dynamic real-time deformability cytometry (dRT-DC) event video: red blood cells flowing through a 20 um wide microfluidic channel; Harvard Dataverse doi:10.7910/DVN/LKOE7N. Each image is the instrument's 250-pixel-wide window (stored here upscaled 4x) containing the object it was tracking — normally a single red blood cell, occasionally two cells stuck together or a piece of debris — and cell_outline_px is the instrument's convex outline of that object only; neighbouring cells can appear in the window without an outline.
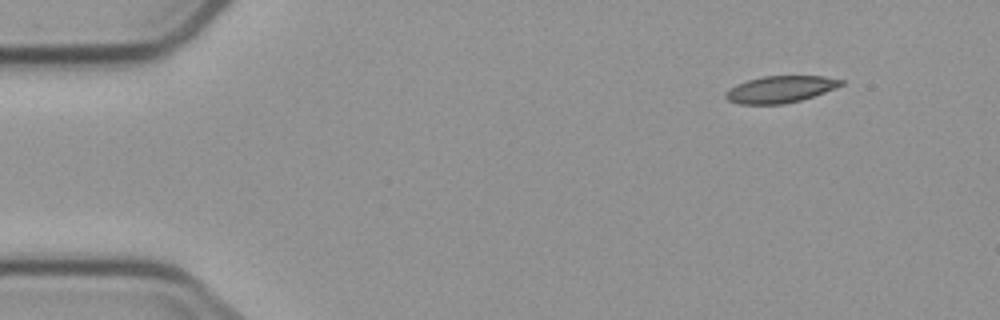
{"species": "common noctule bat (a hibernating species)", "species_latin": "Nyctalus noctula", "temperature_condition": "cold", "stored_images_in_passage": 4, "camera_frame_rate_fps": 3000, "um_per_image_px": 0.085, "animal": {"sex": "male", "body_mass_g": 23.1, "forearm_length_mm": 52.7}, "frame": {"image": 1, "passage_image": 1, "time_ms": 0.0, "image_size_px": [1000, 320], "cell_outline_px": [[844, 84], [836, 88], [800, 100], [784, 104], [740, 104], [728, 100], [724, 96], [724, 92], [736, 84], [748, 80], [764, 76], [824, 76], [844, 80]], "centroid_in_image_um": [66.31, 7.59], "position_along_channel_um": 18.7, "area_um2": 17.98}}
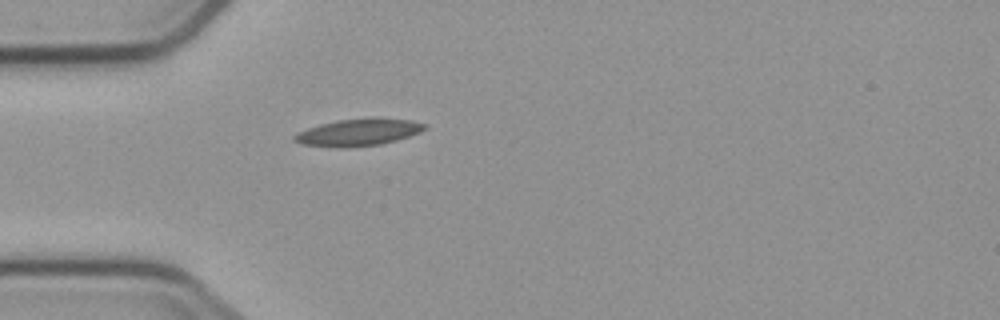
{"frame": {"image": 2, "passage_image": 4, "time_ms": 3.333, "image_size_px": [1000, 320], "cell_outline_px": [[428, 128], [420, 132], [396, 140], [380, 144], [344, 148], [300, 144], [292, 140], [292, 136], [296, 132], [320, 124], [336, 120], [368, 116], [376, 116], [412, 120], [428, 124]], "centroid_in_image_um": [30.47, 11.21], "position_along_channel_um": 54.5, "area_um2": 21.15}}